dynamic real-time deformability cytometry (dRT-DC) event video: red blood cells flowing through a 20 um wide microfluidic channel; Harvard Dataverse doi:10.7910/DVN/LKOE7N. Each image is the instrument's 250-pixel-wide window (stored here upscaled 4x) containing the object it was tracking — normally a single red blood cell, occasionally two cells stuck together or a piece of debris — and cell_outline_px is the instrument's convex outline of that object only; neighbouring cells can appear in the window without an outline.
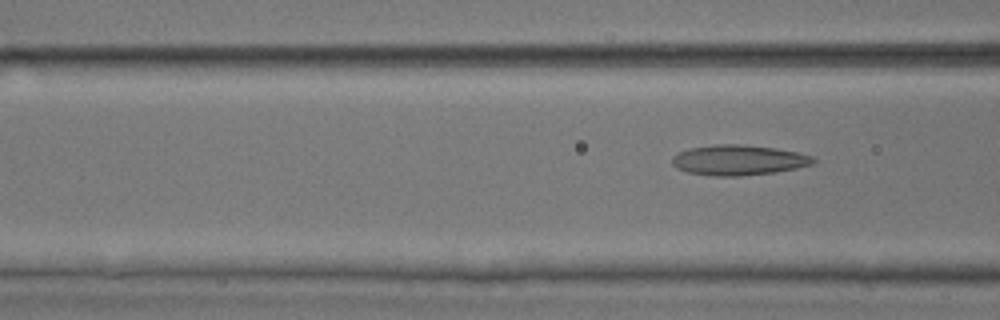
{"species": "common noctule bat (a hibernating species)", "species_latin": "Nyctalus noctula", "temperature_condition": "room temperature", "stored_images_in_passage": 8, "camera_frame_rate_fps": 3000, "um_per_image_px": 0.085, "animal": {"sex": "male", "body_mass_g": 17.9, "forearm_length_mm": 54.2}, "frame": {"image": 1, "passage_image": 8, "time_ms": 8.333, "image_size_px": [1000, 320], "cell_outline_px": [[816, 160], [812, 164], [796, 168], [776, 172], [740, 176], [712, 176], [688, 172], [676, 168], [672, 164], [672, 156], [680, 152], [692, 148], [716, 144], [740, 144], [776, 148], [800, 152], [812, 156]], "centroid_in_image_um": [62.79, 13.61], "position_along_channel_um": 103.8, "area_um2": 24.91}}